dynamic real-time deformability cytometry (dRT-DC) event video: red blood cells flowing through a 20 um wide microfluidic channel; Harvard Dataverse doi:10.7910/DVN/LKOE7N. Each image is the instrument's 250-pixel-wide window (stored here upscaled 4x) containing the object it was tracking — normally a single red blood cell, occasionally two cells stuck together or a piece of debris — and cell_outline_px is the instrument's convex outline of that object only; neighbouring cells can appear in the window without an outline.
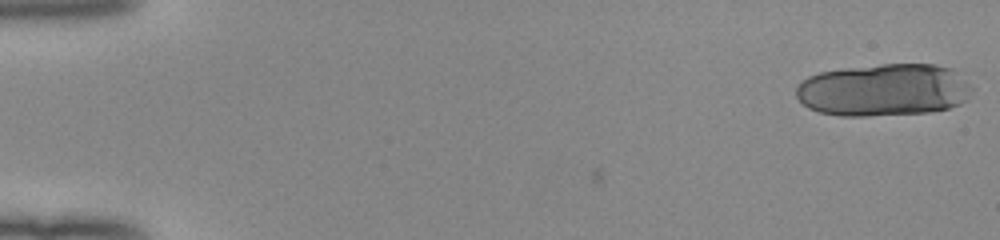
{"species": "human", "species_latin": "Homo sapiens", "temperature_condition": "room temperature", "stored_images_in_passage": 19, "camera_frame_rate_fps": 3000, "um_per_image_px": 0.085, "donor": {"sex": "female"}, "frame": {"image": 1, "passage_image": 1, "time_ms": 0.0, "image_size_px": [1000, 240], "cell_outline_px": [[972, 88], [964, 100], [960, 104], [948, 108], [928, 112], [868, 116], [840, 116], [820, 112], [808, 108], [796, 96], [796, 84], [808, 76], [820, 72], [844, 68], [880, 64], [936, 64], [952, 68]], "centroid_in_image_um": [75.07, 7.64], "position_along_channel_um": 9.9, "area_um2": 53.75}}